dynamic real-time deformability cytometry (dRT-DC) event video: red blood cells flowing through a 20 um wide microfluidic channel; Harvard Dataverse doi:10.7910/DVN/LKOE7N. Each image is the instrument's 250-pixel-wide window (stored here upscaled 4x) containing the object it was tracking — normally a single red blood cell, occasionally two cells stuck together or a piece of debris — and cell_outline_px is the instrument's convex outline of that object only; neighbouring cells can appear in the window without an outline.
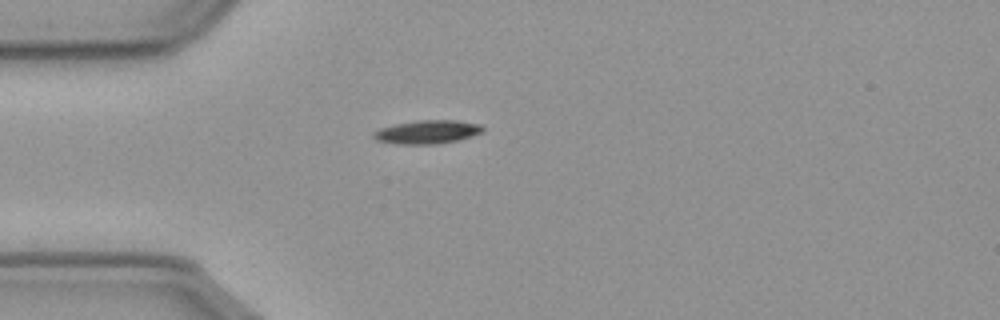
{"species": "common noctule bat (a hibernating species)", "species_latin": "Nyctalus noctula", "temperature_condition": "cold", "stored_images_in_passage": 43, "camera_frame_rate_fps": 3000, "um_per_image_px": 0.085, "animal": {"sex": "male", "body_mass_g": 23.1, "forearm_length_mm": 52.7}, "frame": {"image": 1, "passage_image": 1, "time_ms": 0.0, "image_size_px": [1000, 320], "cell_outline_px": [[484, 132], [472, 136], [456, 140], [436, 144], [396, 144], [376, 140], [372, 136], [372, 132], [380, 128], [396, 124], [416, 120], [456, 120], [480, 124], [484, 128]], "centroid_in_image_um": [36.31, 11.21], "position_along_channel_um": 48.7, "area_um2": 15.03}}
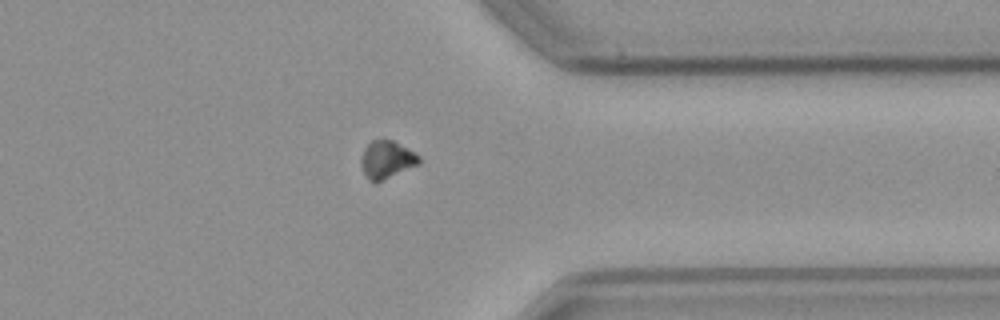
{"frame": {"image": 2, "passage_image": 30, "time_ms": 9.667, "image_size_px": [1000, 320], "cell_outline_px": [[420, 164], [380, 180], [368, 180], [360, 164], [360, 156], [364, 148], [372, 140], [384, 136], [416, 152], [420, 156]], "centroid_in_image_um": [32.87, 13.49], "position_along_channel_um": 378.5, "area_um2": 12.83}}
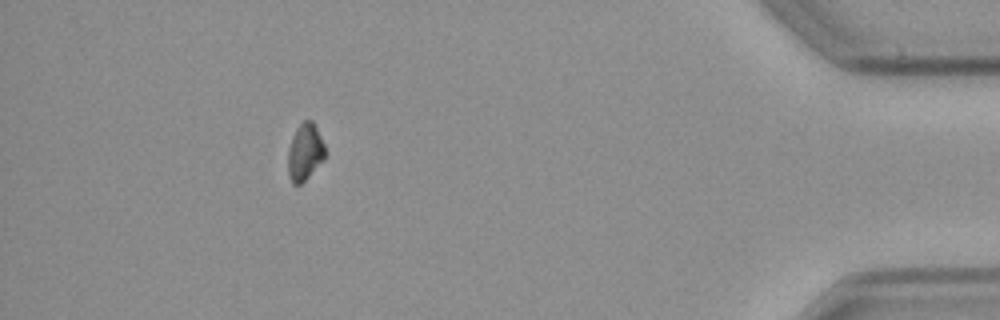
{"frame": {"image": 3, "passage_image": 37, "time_ms": 12.0, "image_size_px": [1000, 320], "cell_outline_px": [[324, 160], [300, 184], [292, 184], [288, 172], [288, 148], [292, 136], [296, 128], [304, 120], [312, 120], [324, 144]], "centroid_in_image_um": [25.9, 12.91], "position_along_channel_um": 409.3, "area_um2": 12.14}, "authors_computed_cell_mechanics": {"area_um2": 13.9876, "velocity_mm_per_s": 3.6, "shape_relaxation_time_tau1_ms": 3.4032, "shape_relaxation_time_tau2_ms": null, "deformation_change_tau1": 0.0977, "deformation_change_tau2": null}}